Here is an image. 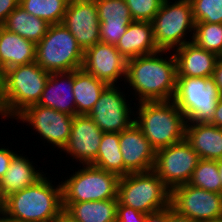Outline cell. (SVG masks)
<instances>
[{
	"label": "cell",
	"instance_id": "obj_1",
	"mask_svg": "<svg viewBox=\"0 0 222 222\" xmlns=\"http://www.w3.org/2000/svg\"><path fill=\"white\" fill-rule=\"evenodd\" d=\"M159 50L127 60L126 81L138 95V102L173 100L177 83V63L174 52L169 58ZM161 53V54H160Z\"/></svg>",
	"mask_w": 222,
	"mask_h": 222
},
{
	"label": "cell",
	"instance_id": "obj_2",
	"mask_svg": "<svg viewBox=\"0 0 222 222\" xmlns=\"http://www.w3.org/2000/svg\"><path fill=\"white\" fill-rule=\"evenodd\" d=\"M62 209V186L59 183L55 188L46 175L2 203L5 214L26 222H52Z\"/></svg>",
	"mask_w": 222,
	"mask_h": 222
},
{
	"label": "cell",
	"instance_id": "obj_3",
	"mask_svg": "<svg viewBox=\"0 0 222 222\" xmlns=\"http://www.w3.org/2000/svg\"><path fill=\"white\" fill-rule=\"evenodd\" d=\"M50 73L36 62L9 68L0 74L4 118L17 117L42 95Z\"/></svg>",
	"mask_w": 222,
	"mask_h": 222
},
{
	"label": "cell",
	"instance_id": "obj_4",
	"mask_svg": "<svg viewBox=\"0 0 222 222\" xmlns=\"http://www.w3.org/2000/svg\"><path fill=\"white\" fill-rule=\"evenodd\" d=\"M138 103L134 123L156 151L185 138L186 120L173 100Z\"/></svg>",
	"mask_w": 222,
	"mask_h": 222
},
{
	"label": "cell",
	"instance_id": "obj_5",
	"mask_svg": "<svg viewBox=\"0 0 222 222\" xmlns=\"http://www.w3.org/2000/svg\"><path fill=\"white\" fill-rule=\"evenodd\" d=\"M170 197L171 190L153 170L132 172L119 178L118 202L144 214L170 206Z\"/></svg>",
	"mask_w": 222,
	"mask_h": 222
},
{
	"label": "cell",
	"instance_id": "obj_6",
	"mask_svg": "<svg viewBox=\"0 0 222 222\" xmlns=\"http://www.w3.org/2000/svg\"><path fill=\"white\" fill-rule=\"evenodd\" d=\"M84 51L62 24H53L36 44V63L45 71L68 72L82 68Z\"/></svg>",
	"mask_w": 222,
	"mask_h": 222
},
{
	"label": "cell",
	"instance_id": "obj_7",
	"mask_svg": "<svg viewBox=\"0 0 222 222\" xmlns=\"http://www.w3.org/2000/svg\"><path fill=\"white\" fill-rule=\"evenodd\" d=\"M220 95L212 77H177L173 102L183 113L186 122H209Z\"/></svg>",
	"mask_w": 222,
	"mask_h": 222
},
{
	"label": "cell",
	"instance_id": "obj_8",
	"mask_svg": "<svg viewBox=\"0 0 222 222\" xmlns=\"http://www.w3.org/2000/svg\"><path fill=\"white\" fill-rule=\"evenodd\" d=\"M170 3H172L170 0H163L159 11L151 21L155 43L159 50L171 51L192 42L190 39L187 41L185 37L188 31L190 33L195 30L190 0H176L173 4Z\"/></svg>",
	"mask_w": 222,
	"mask_h": 222
},
{
	"label": "cell",
	"instance_id": "obj_9",
	"mask_svg": "<svg viewBox=\"0 0 222 222\" xmlns=\"http://www.w3.org/2000/svg\"><path fill=\"white\" fill-rule=\"evenodd\" d=\"M84 166V167H83ZM119 177L116 174L89 165L61 181L62 203H79L118 199Z\"/></svg>",
	"mask_w": 222,
	"mask_h": 222
},
{
	"label": "cell",
	"instance_id": "obj_10",
	"mask_svg": "<svg viewBox=\"0 0 222 222\" xmlns=\"http://www.w3.org/2000/svg\"><path fill=\"white\" fill-rule=\"evenodd\" d=\"M200 157L184 138L182 141L156 151L153 171L172 190L189 183Z\"/></svg>",
	"mask_w": 222,
	"mask_h": 222
},
{
	"label": "cell",
	"instance_id": "obj_11",
	"mask_svg": "<svg viewBox=\"0 0 222 222\" xmlns=\"http://www.w3.org/2000/svg\"><path fill=\"white\" fill-rule=\"evenodd\" d=\"M170 205L181 215L198 222L222 218V194L190 185H179L171 190Z\"/></svg>",
	"mask_w": 222,
	"mask_h": 222
},
{
	"label": "cell",
	"instance_id": "obj_12",
	"mask_svg": "<svg viewBox=\"0 0 222 222\" xmlns=\"http://www.w3.org/2000/svg\"><path fill=\"white\" fill-rule=\"evenodd\" d=\"M15 119L29 123L47 143L63 151L70 139L74 116L36 104L27 107Z\"/></svg>",
	"mask_w": 222,
	"mask_h": 222
},
{
	"label": "cell",
	"instance_id": "obj_13",
	"mask_svg": "<svg viewBox=\"0 0 222 222\" xmlns=\"http://www.w3.org/2000/svg\"><path fill=\"white\" fill-rule=\"evenodd\" d=\"M115 85H108L88 114L103 133H120L135 121L125 95Z\"/></svg>",
	"mask_w": 222,
	"mask_h": 222
},
{
	"label": "cell",
	"instance_id": "obj_14",
	"mask_svg": "<svg viewBox=\"0 0 222 222\" xmlns=\"http://www.w3.org/2000/svg\"><path fill=\"white\" fill-rule=\"evenodd\" d=\"M62 24L83 51L100 42V22L95 0H70Z\"/></svg>",
	"mask_w": 222,
	"mask_h": 222
},
{
	"label": "cell",
	"instance_id": "obj_15",
	"mask_svg": "<svg viewBox=\"0 0 222 222\" xmlns=\"http://www.w3.org/2000/svg\"><path fill=\"white\" fill-rule=\"evenodd\" d=\"M82 68L108 85H117L120 77L126 80L127 60L115 45L99 42L84 51Z\"/></svg>",
	"mask_w": 222,
	"mask_h": 222
},
{
	"label": "cell",
	"instance_id": "obj_16",
	"mask_svg": "<svg viewBox=\"0 0 222 222\" xmlns=\"http://www.w3.org/2000/svg\"><path fill=\"white\" fill-rule=\"evenodd\" d=\"M103 137L102 130L88 115H75L70 139L63 151L71 155L82 165L92 164L98 154L99 145Z\"/></svg>",
	"mask_w": 222,
	"mask_h": 222
},
{
	"label": "cell",
	"instance_id": "obj_17",
	"mask_svg": "<svg viewBox=\"0 0 222 222\" xmlns=\"http://www.w3.org/2000/svg\"><path fill=\"white\" fill-rule=\"evenodd\" d=\"M119 144L124 163V176L132 172L153 170L156 150L135 123L119 133Z\"/></svg>",
	"mask_w": 222,
	"mask_h": 222
},
{
	"label": "cell",
	"instance_id": "obj_18",
	"mask_svg": "<svg viewBox=\"0 0 222 222\" xmlns=\"http://www.w3.org/2000/svg\"><path fill=\"white\" fill-rule=\"evenodd\" d=\"M100 22V42L116 45L133 19L125 0H95Z\"/></svg>",
	"mask_w": 222,
	"mask_h": 222
},
{
	"label": "cell",
	"instance_id": "obj_19",
	"mask_svg": "<svg viewBox=\"0 0 222 222\" xmlns=\"http://www.w3.org/2000/svg\"><path fill=\"white\" fill-rule=\"evenodd\" d=\"M73 82L74 71L50 73L37 105L75 116L76 103Z\"/></svg>",
	"mask_w": 222,
	"mask_h": 222
},
{
	"label": "cell",
	"instance_id": "obj_20",
	"mask_svg": "<svg viewBox=\"0 0 222 222\" xmlns=\"http://www.w3.org/2000/svg\"><path fill=\"white\" fill-rule=\"evenodd\" d=\"M177 77L211 78L215 70L218 55L197 47L193 42L175 49Z\"/></svg>",
	"mask_w": 222,
	"mask_h": 222
},
{
	"label": "cell",
	"instance_id": "obj_21",
	"mask_svg": "<svg viewBox=\"0 0 222 222\" xmlns=\"http://www.w3.org/2000/svg\"><path fill=\"white\" fill-rule=\"evenodd\" d=\"M185 139L200 159L217 161L222 158V128L209 122H186Z\"/></svg>",
	"mask_w": 222,
	"mask_h": 222
},
{
	"label": "cell",
	"instance_id": "obj_22",
	"mask_svg": "<svg viewBox=\"0 0 222 222\" xmlns=\"http://www.w3.org/2000/svg\"><path fill=\"white\" fill-rule=\"evenodd\" d=\"M115 47L126 60L159 51L149 21H132Z\"/></svg>",
	"mask_w": 222,
	"mask_h": 222
},
{
	"label": "cell",
	"instance_id": "obj_23",
	"mask_svg": "<svg viewBox=\"0 0 222 222\" xmlns=\"http://www.w3.org/2000/svg\"><path fill=\"white\" fill-rule=\"evenodd\" d=\"M36 61V44L0 26V74Z\"/></svg>",
	"mask_w": 222,
	"mask_h": 222
},
{
	"label": "cell",
	"instance_id": "obj_24",
	"mask_svg": "<svg viewBox=\"0 0 222 222\" xmlns=\"http://www.w3.org/2000/svg\"><path fill=\"white\" fill-rule=\"evenodd\" d=\"M43 176L45 174L36 170L27 157L16 153L5 175L0 179L1 203L7 196L35 184Z\"/></svg>",
	"mask_w": 222,
	"mask_h": 222
},
{
	"label": "cell",
	"instance_id": "obj_25",
	"mask_svg": "<svg viewBox=\"0 0 222 222\" xmlns=\"http://www.w3.org/2000/svg\"><path fill=\"white\" fill-rule=\"evenodd\" d=\"M107 86L108 84L89 74L83 68L74 70L73 92L76 115H88Z\"/></svg>",
	"mask_w": 222,
	"mask_h": 222
},
{
	"label": "cell",
	"instance_id": "obj_26",
	"mask_svg": "<svg viewBox=\"0 0 222 222\" xmlns=\"http://www.w3.org/2000/svg\"><path fill=\"white\" fill-rule=\"evenodd\" d=\"M118 199L62 203L78 222H116Z\"/></svg>",
	"mask_w": 222,
	"mask_h": 222
},
{
	"label": "cell",
	"instance_id": "obj_27",
	"mask_svg": "<svg viewBox=\"0 0 222 222\" xmlns=\"http://www.w3.org/2000/svg\"><path fill=\"white\" fill-rule=\"evenodd\" d=\"M50 24L41 18L29 14L18 5L7 17L3 27L26 38L35 44L45 36Z\"/></svg>",
	"mask_w": 222,
	"mask_h": 222
},
{
	"label": "cell",
	"instance_id": "obj_28",
	"mask_svg": "<svg viewBox=\"0 0 222 222\" xmlns=\"http://www.w3.org/2000/svg\"><path fill=\"white\" fill-rule=\"evenodd\" d=\"M94 167L116 174L119 178L124 176V163L120 152L119 133H103Z\"/></svg>",
	"mask_w": 222,
	"mask_h": 222
},
{
	"label": "cell",
	"instance_id": "obj_29",
	"mask_svg": "<svg viewBox=\"0 0 222 222\" xmlns=\"http://www.w3.org/2000/svg\"><path fill=\"white\" fill-rule=\"evenodd\" d=\"M70 0H20L19 5L29 14L50 25L62 23Z\"/></svg>",
	"mask_w": 222,
	"mask_h": 222
},
{
	"label": "cell",
	"instance_id": "obj_30",
	"mask_svg": "<svg viewBox=\"0 0 222 222\" xmlns=\"http://www.w3.org/2000/svg\"><path fill=\"white\" fill-rule=\"evenodd\" d=\"M192 42L199 48L222 55V23L195 22Z\"/></svg>",
	"mask_w": 222,
	"mask_h": 222
},
{
	"label": "cell",
	"instance_id": "obj_31",
	"mask_svg": "<svg viewBox=\"0 0 222 222\" xmlns=\"http://www.w3.org/2000/svg\"><path fill=\"white\" fill-rule=\"evenodd\" d=\"M189 184L206 191L222 194V185L217 167V161L200 159Z\"/></svg>",
	"mask_w": 222,
	"mask_h": 222
},
{
	"label": "cell",
	"instance_id": "obj_32",
	"mask_svg": "<svg viewBox=\"0 0 222 222\" xmlns=\"http://www.w3.org/2000/svg\"><path fill=\"white\" fill-rule=\"evenodd\" d=\"M195 22L222 23V0H190Z\"/></svg>",
	"mask_w": 222,
	"mask_h": 222
},
{
	"label": "cell",
	"instance_id": "obj_33",
	"mask_svg": "<svg viewBox=\"0 0 222 222\" xmlns=\"http://www.w3.org/2000/svg\"><path fill=\"white\" fill-rule=\"evenodd\" d=\"M133 21L151 22L163 0H125Z\"/></svg>",
	"mask_w": 222,
	"mask_h": 222
},
{
	"label": "cell",
	"instance_id": "obj_34",
	"mask_svg": "<svg viewBox=\"0 0 222 222\" xmlns=\"http://www.w3.org/2000/svg\"><path fill=\"white\" fill-rule=\"evenodd\" d=\"M147 214L131 207L117 204L116 222H146Z\"/></svg>",
	"mask_w": 222,
	"mask_h": 222
},
{
	"label": "cell",
	"instance_id": "obj_35",
	"mask_svg": "<svg viewBox=\"0 0 222 222\" xmlns=\"http://www.w3.org/2000/svg\"><path fill=\"white\" fill-rule=\"evenodd\" d=\"M20 0H0V26H3L8 15L19 5Z\"/></svg>",
	"mask_w": 222,
	"mask_h": 222
},
{
	"label": "cell",
	"instance_id": "obj_36",
	"mask_svg": "<svg viewBox=\"0 0 222 222\" xmlns=\"http://www.w3.org/2000/svg\"><path fill=\"white\" fill-rule=\"evenodd\" d=\"M15 154L13 150L5 147L0 148V179L5 175Z\"/></svg>",
	"mask_w": 222,
	"mask_h": 222
},
{
	"label": "cell",
	"instance_id": "obj_37",
	"mask_svg": "<svg viewBox=\"0 0 222 222\" xmlns=\"http://www.w3.org/2000/svg\"><path fill=\"white\" fill-rule=\"evenodd\" d=\"M167 217H168V207L148 213L146 216V222H167Z\"/></svg>",
	"mask_w": 222,
	"mask_h": 222
},
{
	"label": "cell",
	"instance_id": "obj_38",
	"mask_svg": "<svg viewBox=\"0 0 222 222\" xmlns=\"http://www.w3.org/2000/svg\"><path fill=\"white\" fill-rule=\"evenodd\" d=\"M167 222H198L189 217L181 215L172 206H168V217Z\"/></svg>",
	"mask_w": 222,
	"mask_h": 222
},
{
	"label": "cell",
	"instance_id": "obj_39",
	"mask_svg": "<svg viewBox=\"0 0 222 222\" xmlns=\"http://www.w3.org/2000/svg\"><path fill=\"white\" fill-rule=\"evenodd\" d=\"M212 78L215 80V84L222 94V55L218 57Z\"/></svg>",
	"mask_w": 222,
	"mask_h": 222
},
{
	"label": "cell",
	"instance_id": "obj_40",
	"mask_svg": "<svg viewBox=\"0 0 222 222\" xmlns=\"http://www.w3.org/2000/svg\"><path fill=\"white\" fill-rule=\"evenodd\" d=\"M209 123L222 128V94L220 95L216 109L214 111V115Z\"/></svg>",
	"mask_w": 222,
	"mask_h": 222
},
{
	"label": "cell",
	"instance_id": "obj_41",
	"mask_svg": "<svg viewBox=\"0 0 222 222\" xmlns=\"http://www.w3.org/2000/svg\"><path fill=\"white\" fill-rule=\"evenodd\" d=\"M52 222H78V221L63 208L58 213V215L52 220Z\"/></svg>",
	"mask_w": 222,
	"mask_h": 222
},
{
	"label": "cell",
	"instance_id": "obj_42",
	"mask_svg": "<svg viewBox=\"0 0 222 222\" xmlns=\"http://www.w3.org/2000/svg\"><path fill=\"white\" fill-rule=\"evenodd\" d=\"M0 216H1L0 217V222H26V221H22V220L12 218V217L8 216L7 214H5L3 211L0 212Z\"/></svg>",
	"mask_w": 222,
	"mask_h": 222
},
{
	"label": "cell",
	"instance_id": "obj_43",
	"mask_svg": "<svg viewBox=\"0 0 222 222\" xmlns=\"http://www.w3.org/2000/svg\"><path fill=\"white\" fill-rule=\"evenodd\" d=\"M217 167H218L221 185H222V158L220 160H217Z\"/></svg>",
	"mask_w": 222,
	"mask_h": 222
},
{
	"label": "cell",
	"instance_id": "obj_44",
	"mask_svg": "<svg viewBox=\"0 0 222 222\" xmlns=\"http://www.w3.org/2000/svg\"><path fill=\"white\" fill-rule=\"evenodd\" d=\"M0 115H1V118H2V116L4 118L3 105H2V100H1V84H0Z\"/></svg>",
	"mask_w": 222,
	"mask_h": 222
},
{
	"label": "cell",
	"instance_id": "obj_45",
	"mask_svg": "<svg viewBox=\"0 0 222 222\" xmlns=\"http://www.w3.org/2000/svg\"><path fill=\"white\" fill-rule=\"evenodd\" d=\"M209 222H222V218L215 219V220H212V221H209Z\"/></svg>",
	"mask_w": 222,
	"mask_h": 222
},
{
	"label": "cell",
	"instance_id": "obj_46",
	"mask_svg": "<svg viewBox=\"0 0 222 222\" xmlns=\"http://www.w3.org/2000/svg\"><path fill=\"white\" fill-rule=\"evenodd\" d=\"M2 211V203L0 202V212Z\"/></svg>",
	"mask_w": 222,
	"mask_h": 222
}]
</instances>
